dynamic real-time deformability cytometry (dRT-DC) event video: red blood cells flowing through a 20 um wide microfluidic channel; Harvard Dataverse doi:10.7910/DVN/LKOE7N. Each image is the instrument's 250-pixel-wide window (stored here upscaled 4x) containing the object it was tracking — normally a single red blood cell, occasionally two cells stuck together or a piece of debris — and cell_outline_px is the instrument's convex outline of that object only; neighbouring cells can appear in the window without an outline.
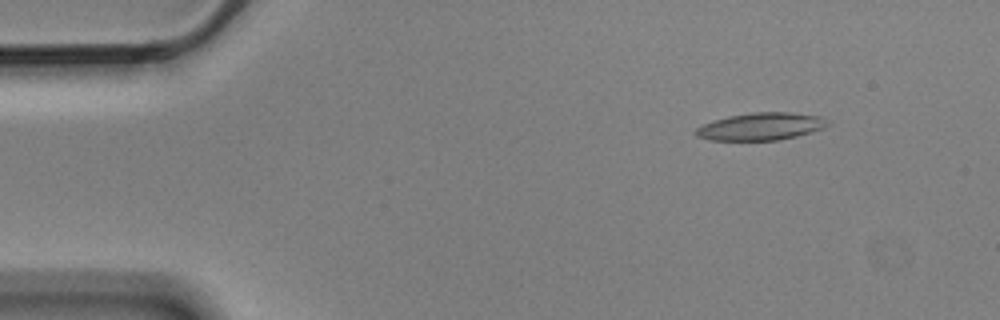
{"species": "Egyptian fruit bat (a non-hibernating species)", "species_latin": "Rousettus aegyptiacus", "temperature_condition": "cold", "stored_images_in_passage": 5, "segment_of_instrument_passage": [2, 2], "camera_frame_rate_fps": 3000, "um_per_image_px": 0.085, "animal": {"sex": "male"}, "frame": {"image": 1, "passage_image": 5, "time_ms": 1.333, "image_size_px": [1000, 320], "cell_outline_px": [[832, 124], [824, 128], [812, 132], [796, 136], [776, 140], [708, 140], [696, 136], [692, 132], [696, 128], [704, 124], [728, 116], [752, 112], [788, 112], [820, 116], [828, 120]], "centroid_in_image_um": [64.69, 10.75], "position_along_channel_um": 20.3, "area_um2": 21.15}}